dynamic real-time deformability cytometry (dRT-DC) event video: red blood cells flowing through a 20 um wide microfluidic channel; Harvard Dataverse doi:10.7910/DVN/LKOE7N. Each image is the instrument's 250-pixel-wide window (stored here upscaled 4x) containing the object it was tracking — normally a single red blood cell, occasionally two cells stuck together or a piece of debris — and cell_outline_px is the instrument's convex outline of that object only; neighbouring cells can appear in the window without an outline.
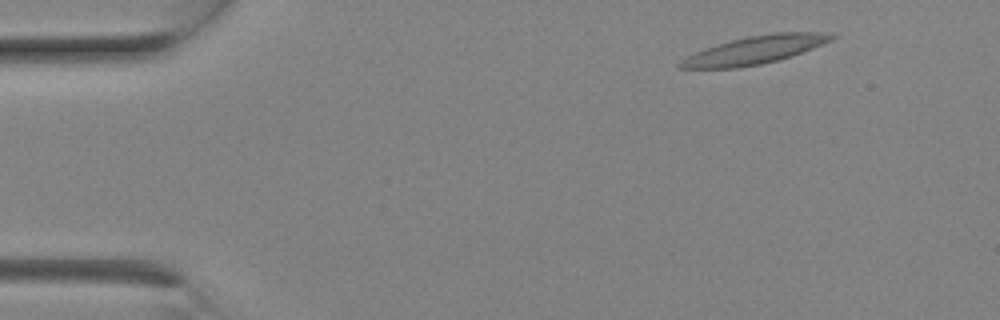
{"species": "Egyptian fruit bat (a non-hibernating species)", "species_latin": "Rousettus aegyptiacus", "temperature_condition": "room temperature", "stored_images_in_passage": 6, "camera_frame_rate_fps": 3000, "um_per_image_px": 0.085, "animal": {"sex": "female"}, "frame": {"image": 1, "passage_image": 2, "time_ms": 0.333, "image_size_px": [1000, 320], "cell_outline_px": [[836, 36], [832, 40], [792, 56], [780, 60], [760, 64], [736, 68], [676, 68], [676, 64], [680, 60], [704, 48], [732, 40], [748, 36], [776, 32], [820, 32]], "centroid_in_image_um": [64.12, 4.26], "position_along_channel_um": 20.9, "area_um2": 24.45}}
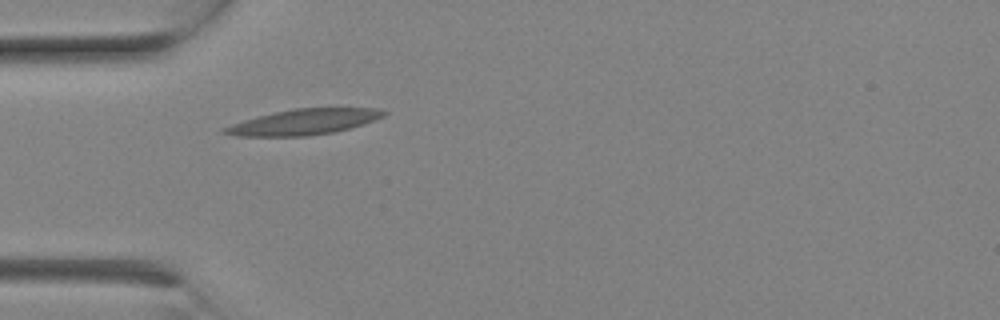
{"frame": {"image": 2, "passage_image": 6, "time_ms": 1.667, "image_size_px": [1000, 320], "cell_outline_px": [[388, 112], [384, 116], [364, 124], [332, 132], [308, 136], [236, 136], [220, 132], [220, 128], [244, 120], [292, 108], [380, 108]], "centroid_in_image_um": [25.82, 10.36], "position_along_channel_um": 59.2, "area_um2": 23.64}}